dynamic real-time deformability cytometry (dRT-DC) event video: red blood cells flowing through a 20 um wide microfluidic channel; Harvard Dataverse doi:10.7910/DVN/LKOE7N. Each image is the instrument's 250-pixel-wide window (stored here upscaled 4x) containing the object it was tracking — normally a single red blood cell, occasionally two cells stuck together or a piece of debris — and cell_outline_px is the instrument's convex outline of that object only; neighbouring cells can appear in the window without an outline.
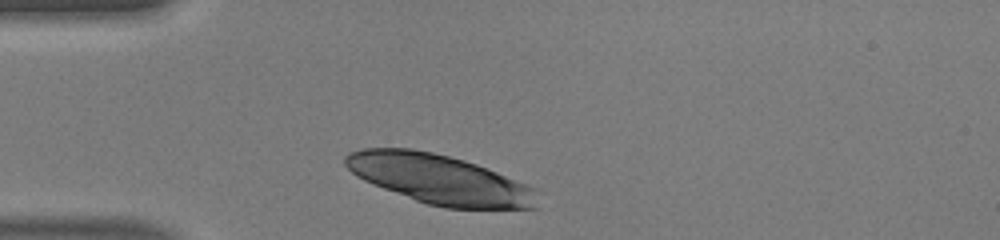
{"species": "human", "species_latin": "Homo sapiens", "temperature_condition": "warm", "stored_images_in_passage": 28, "camera_frame_rate_fps": 3000, "um_per_image_px": 0.085, "donor": {"sex": "male"}, "frame": {"image": 1, "passage_image": 1, "time_ms": 0.0, "image_size_px": [1000, 240], "cell_outline_px": [[540, 208], [444, 208], [428, 204], [416, 200], [372, 184], [356, 176], [344, 164], [344, 156], [348, 152], [364, 148], [412, 148], [432, 152], [464, 160], [476, 164], [536, 188]], "centroid_in_image_um": [37.35, 15.24], "position_along_channel_um": 47.6, "area_um2": 55.26}}